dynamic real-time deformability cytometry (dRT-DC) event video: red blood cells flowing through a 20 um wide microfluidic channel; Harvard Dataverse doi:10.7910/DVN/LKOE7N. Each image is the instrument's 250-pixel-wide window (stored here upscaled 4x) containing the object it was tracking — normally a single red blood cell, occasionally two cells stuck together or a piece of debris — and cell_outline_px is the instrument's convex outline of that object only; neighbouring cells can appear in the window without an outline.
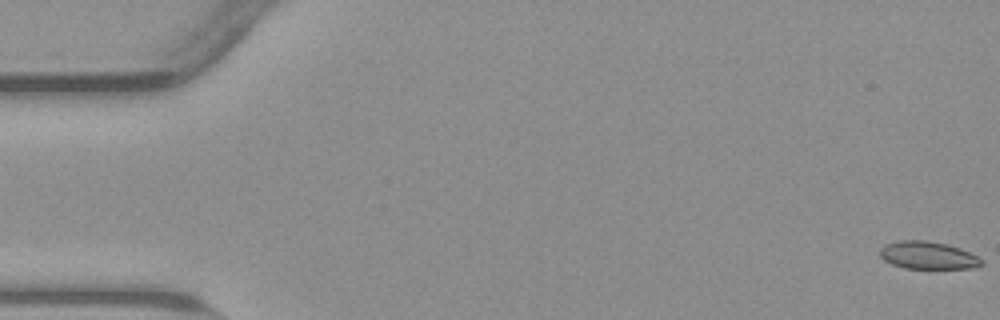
{"species": "common noctule bat (a hibernating species)", "species_latin": "Nyctalus noctula", "temperature_condition": "warm", "stored_images_in_passage": 55, "camera_frame_rate_fps": 3000, "um_per_image_px": 0.085, "animal": {"sex": "male", "body_mass_g": 23.1, "forearm_length_mm": 52.7}, "frame": {"image": 1, "passage_image": 1, "time_ms": 0.0, "image_size_px": [1000, 320], "cell_outline_px": [[984, 264], [972, 268], [904, 268], [892, 264], [884, 260], [880, 256], [880, 248], [884, 244], [900, 240], [924, 240], [948, 244], [960, 248], [984, 260]], "centroid_in_image_um": [78.86, 21.69], "position_along_channel_um": 6.1, "area_um2": 16.36}}
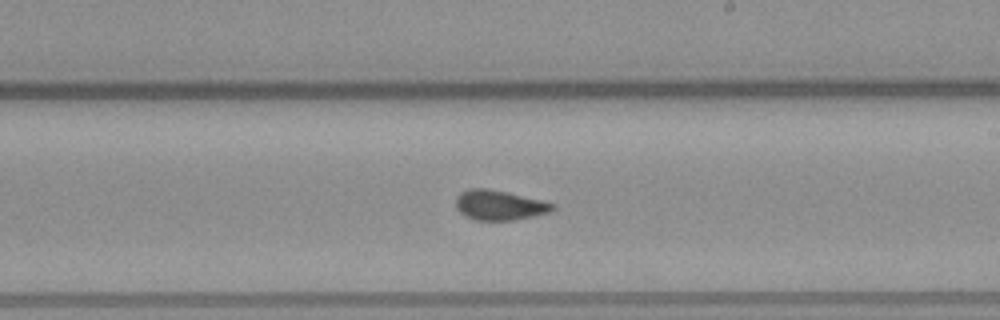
{"frame": {"image": 2, "passage_image": 32, "time_ms": 10.333, "image_size_px": [1000, 320], "cell_outline_px": [[556, 208], [552, 212], [516, 220], [476, 220], [460, 212], [456, 208], [456, 196], [460, 192], [468, 188], [488, 188], [508, 192], [556, 204]], "centroid_in_image_um": [42.47, 17.43], "position_along_channel_um": 246.5, "area_um2": 16.99}}
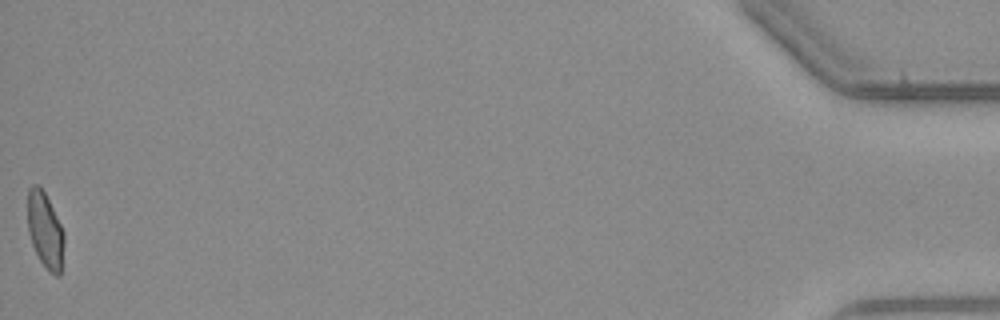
{"frame": {"image": 3, "passage_image": 55, "time_ms": 18.0, "image_size_px": [1000, 320], "cell_outline_px": [[64, 244], [60, 276], [56, 276], [48, 272], [40, 260], [32, 244], [28, 232], [28, 188], [32, 184], [40, 184], [64, 232]], "centroid_in_image_um": [3.83, 19.58], "position_along_channel_um": 431.4, "area_um2": 16.07}, "authors_computed_cell_mechanics": {"area_um2": 16.8776, "velocity_mm_per_s": 3.8202, "shape_relaxation_time_tau1_ms": null, "shape_relaxation_time_tau2_ms": 0.6514, "deformation_change_tau1": null, "deformation_change_tau2": 0.0322}}